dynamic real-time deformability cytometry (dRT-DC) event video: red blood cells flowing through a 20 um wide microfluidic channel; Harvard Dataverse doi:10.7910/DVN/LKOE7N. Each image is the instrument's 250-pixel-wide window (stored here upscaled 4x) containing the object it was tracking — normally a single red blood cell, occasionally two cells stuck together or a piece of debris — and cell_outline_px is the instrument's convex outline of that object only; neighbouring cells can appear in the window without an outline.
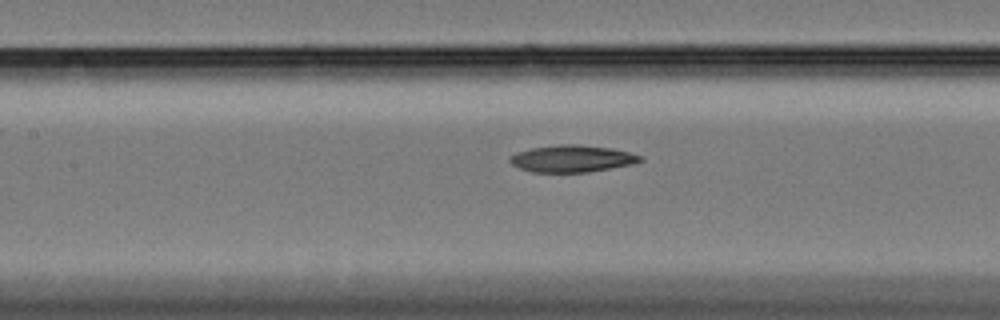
{"species": "Egyptian fruit bat (a non-hibernating species)", "species_latin": "Rousettus aegyptiacus", "temperature_condition": "cold", "stored_images_in_passage": 60, "camera_frame_rate_fps": 3000, "um_per_image_px": 0.085, "animal": {"sex": "female"}, "frame": {"image": 1, "passage_image": 28, "time_ms": 9.0, "image_size_px": [1000, 320], "cell_outline_px": [[644, 160], [632, 164], [588, 172], [532, 172], [520, 168], [512, 164], [508, 160], [508, 156], [516, 152], [532, 148], [560, 144], [580, 144], [612, 148], [644, 156]], "centroid_in_image_um": [48.62, 13.47], "position_along_channel_um": 158.8, "area_um2": 20.58}}
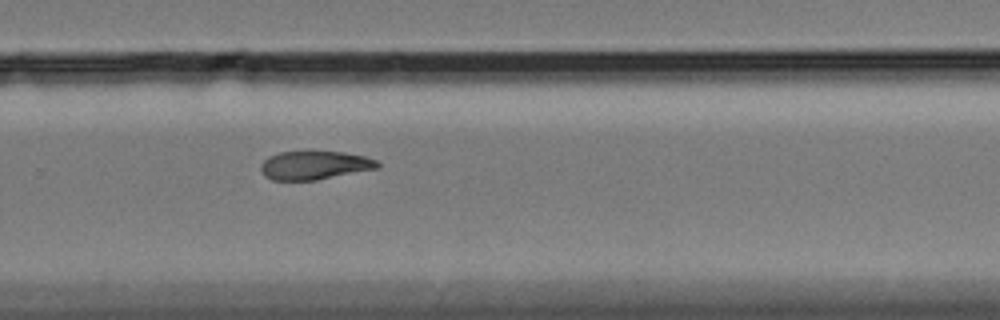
{"frame": {"image": 2, "passage_image": 41, "time_ms": 13.333, "image_size_px": [1000, 320], "cell_outline_px": [[380, 164], [376, 168], [316, 180], [272, 180], [264, 176], [260, 168], [260, 164], [268, 156], [280, 152], [308, 148], [344, 152], [364, 156], [376, 160]], "centroid_in_image_um": [26.67, 13.99], "position_along_channel_um": 303.1, "area_um2": 20.11}}
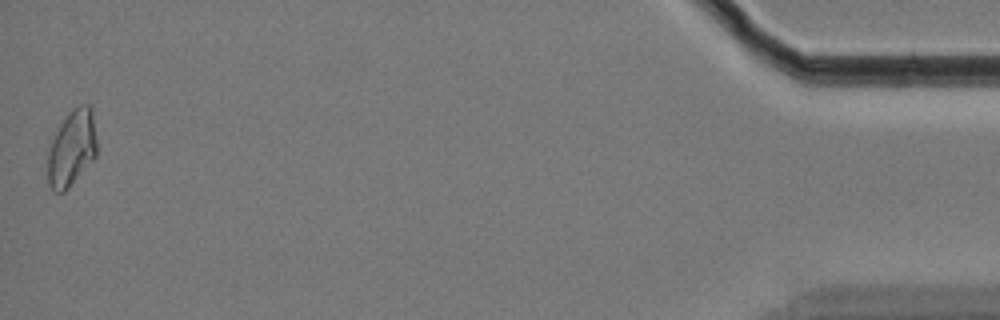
{"frame": {"image": 3, "passage_image": 60, "time_ms": 19.667, "image_size_px": [1000, 320], "cell_outline_px": [[96, 156], [68, 188], [64, 192], [52, 192], [48, 184], [48, 152], [52, 140], [60, 124], [68, 112], [80, 104], [88, 104], [92, 108], [96, 140]], "centroid_in_image_um": [6.09, 12.6], "position_along_channel_um": 429.1, "area_um2": 21.68}, "authors_computed_cell_mechanics": {"area_um2": 20.7791, "velocity_mm_per_s": 3.3422, "shape_relaxation_time_tau1_ms": 9.9252, "shape_relaxation_time_tau2_ms": 8.4842, "deformation_change_tau1": 0.2162, "deformation_change_tau2": 0.1484}}